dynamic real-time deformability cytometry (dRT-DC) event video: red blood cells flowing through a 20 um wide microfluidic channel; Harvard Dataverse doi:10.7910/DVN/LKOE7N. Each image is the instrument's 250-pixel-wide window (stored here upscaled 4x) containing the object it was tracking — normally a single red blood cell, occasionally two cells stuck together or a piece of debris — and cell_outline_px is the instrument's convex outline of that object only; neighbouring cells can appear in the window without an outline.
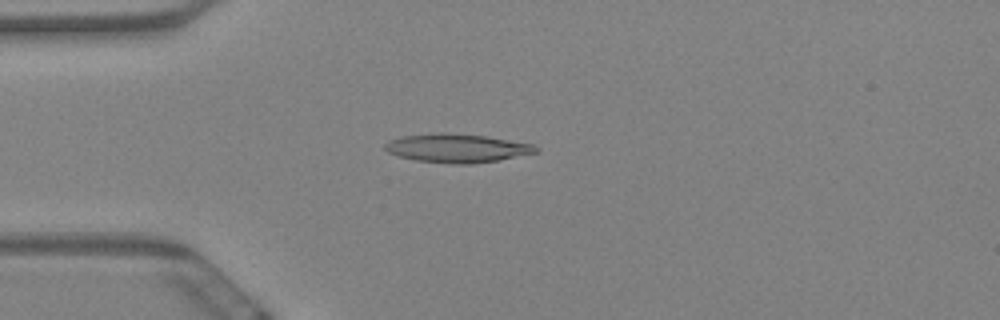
{"species": "Egyptian fruit bat (a non-hibernating species)", "species_latin": "Rousettus aegyptiacus", "temperature_condition": "warm", "stored_images_in_passage": 60, "camera_frame_rate_fps": 3000, "um_per_image_px": 0.085, "animal": {"sex": "female"}, "frame": {"image": 1, "passage_image": 16, "time_ms": 5.0, "image_size_px": [1000, 320], "cell_outline_px": [[540, 152], [500, 160], [472, 164], [452, 164], [416, 160], [400, 156], [388, 152], [384, 148], [384, 144], [388, 140], [404, 136], [436, 132], [444, 132], [488, 136], [532, 144], [540, 148]], "centroid_in_image_um": [38.88, 12.59], "position_along_channel_um": 46.1, "area_um2": 25.43}}
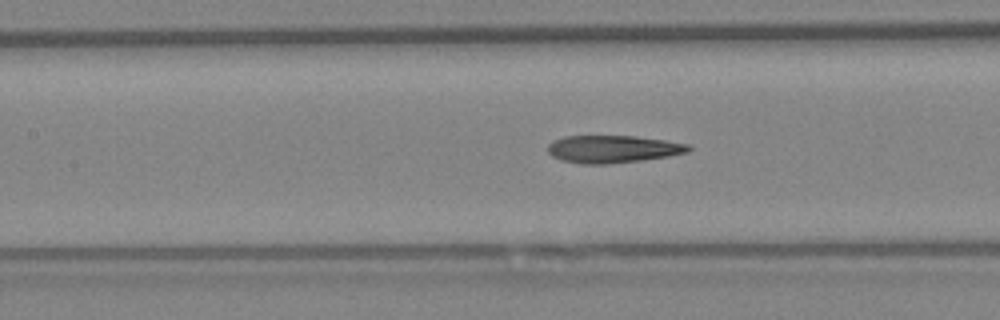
{"frame": {"image": 2, "passage_image": 27, "time_ms": 8.667, "image_size_px": [1000, 320], "cell_outline_px": [[692, 148], [688, 152], [668, 156], [640, 160], [608, 164], [584, 164], [560, 160], [552, 156], [548, 152], [548, 144], [552, 140], [564, 136], [636, 136], [664, 140], [688, 144]], "centroid_in_image_um": [52.06, 12.67], "position_along_channel_um": 155.3, "area_um2": 22.54}}
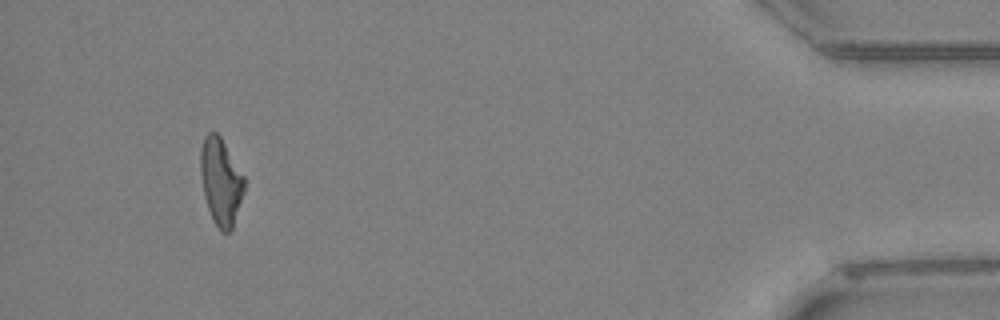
{"frame": {"image": 3, "passage_image": 56, "time_ms": 18.333, "image_size_px": [1000, 320], "cell_outline_px": [[244, 192], [232, 228], [228, 232], [220, 232], [212, 220], [204, 196], [200, 172], [200, 152], [204, 136], [208, 132], [216, 132], [220, 136], [244, 176]], "centroid_in_image_um": [18.75, 15.44], "position_along_channel_um": 416.4, "area_um2": 22.08}, "authors_computed_cell_mechanics": {"area_um2": 22.831, "velocity_mm_per_s": 3.4223, "shape_relaxation_time_tau1_ms": 11.2565, "shape_relaxation_time_tau2_ms": 4.5987, "deformation_change_tau1": 0.3024, "deformation_change_tau2": 0.1671}}